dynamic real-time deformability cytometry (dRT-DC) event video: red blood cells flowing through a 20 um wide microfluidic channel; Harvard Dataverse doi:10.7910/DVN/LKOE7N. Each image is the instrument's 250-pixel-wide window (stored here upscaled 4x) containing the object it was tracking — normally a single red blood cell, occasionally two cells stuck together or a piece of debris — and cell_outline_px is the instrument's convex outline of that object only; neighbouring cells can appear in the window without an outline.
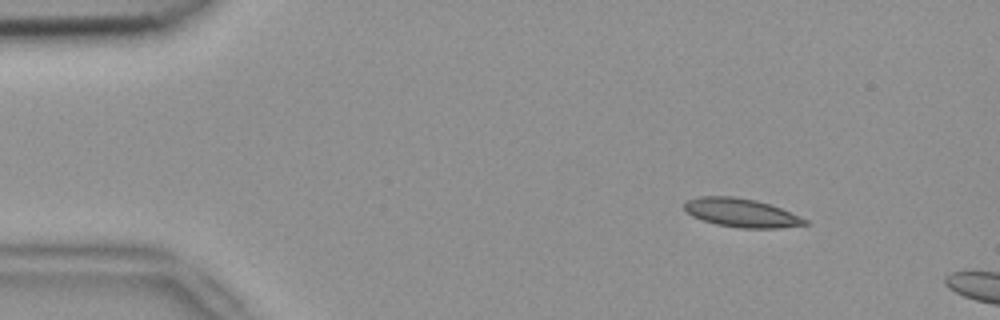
{"species": "common noctule bat (a hibernating species)", "species_latin": "Nyctalus noctula", "temperature_condition": "room temperature", "stored_images_in_passage": 2, "camera_frame_rate_fps": 3000, "um_per_image_px": 0.085, "animal": {"sex": "female", "body_mass_g": 18.4}, "frame": {"image": 1, "passage_image": 1, "time_ms": 0.0, "image_size_px": [1000, 320], "cell_outline_px": [[808, 224], [780, 228], [740, 228], [716, 224], [692, 216], [684, 208], [684, 204], [688, 200], [700, 196], [732, 196], [756, 200], [780, 208], [800, 216], [808, 220]], "centroid_in_image_um": [63.02, 18.09], "position_along_channel_um": 22.0, "area_um2": 19.94}}